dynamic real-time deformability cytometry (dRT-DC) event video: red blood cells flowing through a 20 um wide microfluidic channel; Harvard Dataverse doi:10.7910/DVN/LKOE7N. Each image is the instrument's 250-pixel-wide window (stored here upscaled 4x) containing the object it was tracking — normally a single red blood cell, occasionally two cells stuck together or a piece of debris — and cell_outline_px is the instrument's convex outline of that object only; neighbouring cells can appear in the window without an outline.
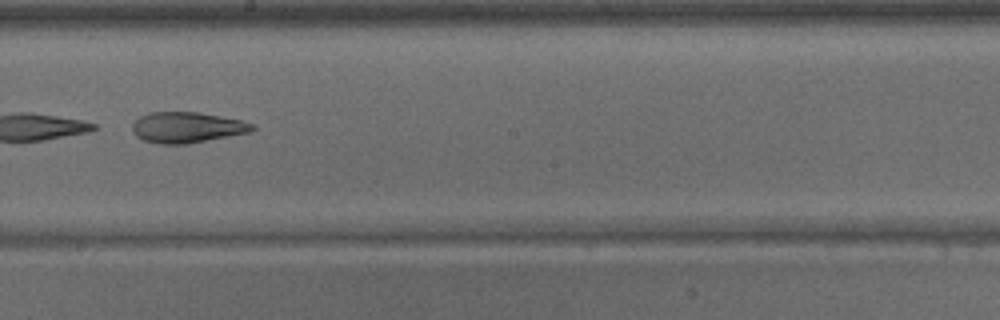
{"species": "common noctule bat (a hibernating species)", "species_latin": "Nyctalus noctula", "temperature_condition": "warm", "stored_images_in_passage": 25, "camera_frame_rate_fps": 3000, "um_per_image_px": 0.085, "animal": {"sex": "male", "body_mass_g": 15.6}, "frame": {"image": 1, "passage_image": 11, "time_ms": 3.333, "image_size_px": [1000, 320], "cell_outline_px": [[256, 128], [252, 132], [188, 144], [160, 144], [144, 140], [136, 136], [132, 132], [132, 124], [140, 116], [148, 112], [200, 112], [244, 120], [256, 124]], "centroid_in_image_um": [15.95, 10.82], "position_along_channel_um": 232.3, "area_um2": 21.91}}